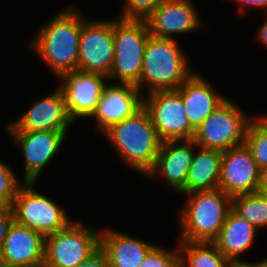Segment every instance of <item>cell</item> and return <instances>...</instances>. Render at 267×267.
Returning <instances> with one entry per match:
<instances>
[{
  "label": "cell",
  "instance_id": "6da1fadb",
  "mask_svg": "<svg viewBox=\"0 0 267 267\" xmlns=\"http://www.w3.org/2000/svg\"><path fill=\"white\" fill-rule=\"evenodd\" d=\"M85 19L71 5L41 26L29 43V48L45 61L57 79L78 68L79 39Z\"/></svg>",
  "mask_w": 267,
  "mask_h": 267
},
{
  "label": "cell",
  "instance_id": "9c48e42d",
  "mask_svg": "<svg viewBox=\"0 0 267 267\" xmlns=\"http://www.w3.org/2000/svg\"><path fill=\"white\" fill-rule=\"evenodd\" d=\"M143 107L162 142L193 139L195 129L189 123L182 97L176 90L145 94Z\"/></svg>",
  "mask_w": 267,
  "mask_h": 267
},
{
  "label": "cell",
  "instance_id": "d6986e66",
  "mask_svg": "<svg viewBox=\"0 0 267 267\" xmlns=\"http://www.w3.org/2000/svg\"><path fill=\"white\" fill-rule=\"evenodd\" d=\"M200 73H193L176 90L182 97L185 114L196 130L228 97L217 93Z\"/></svg>",
  "mask_w": 267,
  "mask_h": 267
},
{
  "label": "cell",
  "instance_id": "e0dca14e",
  "mask_svg": "<svg viewBox=\"0 0 267 267\" xmlns=\"http://www.w3.org/2000/svg\"><path fill=\"white\" fill-rule=\"evenodd\" d=\"M195 147L193 140L162 142L156 163L146 177L162 176L167 186L180 194L185 189Z\"/></svg>",
  "mask_w": 267,
  "mask_h": 267
},
{
  "label": "cell",
  "instance_id": "5b68a950",
  "mask_svg": "<svg viewBox=\"0 0 267 267\" xmlns=\"http://www.w3.org/2000/svg\"><path fill=\"white\" fill-rule=\"evenodd\" d=\"M150 33L145 19L113 18L114 63L108 80L137 85Z\"/></svg>",
  "mask_w": 267,
  "mask_h": 267
},
{
  "label": "cell",
  "instance_id": "9a60e30c",
  "mask_svg": "<svg viewBox=\"0 0 267 267\" xmlns=\"http://www.w3.org/2000/svg\"><path fill=\"white\" fill-rule=\"evenodd\" d=\"M193 0H163L145 19L151 36L175 39L174 35L203 27Z\"/></svg>",
  "mask_w": 267,
  "mask_h": 267
},
{
  "label": "cell",
  "instance_id": "4dcf8cb0",
  "mask_svg": "<svg viewBox=\"0 0 267 267\" xmlns=\"http://www.w3.org/2000/svg\"><path fill=\"white\" fill-rule=\"evenodd\" d=\"M231 1V0H230ZM239 6L238 12L241 14L246 13L248 7H257V9H265L267 12V0H232Z\"/></svg>",
  "mask_w": 267,
  "mask_h": 267
},
{
  "label": "cell",
  "instance_id": "ba28073f",
  "mask_svg": "<svg viewBox=\"0 0 267 267\" xmlns=\"http://www.w3.org/2000/svg\"><path fill=\"white\" fill-rule=\"evenodd\" d=\"M35 184H21L12 204L14 220L46 237L65 228L71 220L64 208L38 192L34 188Z\"/></svg>",
  "mask_w": 267,
  "mask_h": 267
},
{
  "label": "cell",
  "instance_id": "836d02e7",
  "mask_svg": "<svg viewBox=\"0 0 267 267\" xmlns=\"http://www.w3.org/2000/svg\"><path fill=\"white\" fill-rule=\"evenodd\" d=\"M249 263L253 266V267H267V257L264 258L263 260L260 261H256V262H250Z\"/></svg>",
  "mask_w": 267,
  "mask_h": 267
},
{
  "label": "cell",
  "instance_id": "4fadbf2b",
  "mask_svg": "<svg viewBox=\"0 0 267 267\" xmlns=\"http://www.w3.org/2000/svg\"><path fill=\"white\" fill-rule=\"evenodd\" d=\"M74 122L69 118L63 94L57 87L53 93L33 102L21 117L5 125L6 132L69 131Z\"/></svg>",
  "mask_w": 267,
  "mask_h": 267
},
{
  "label": "cell",
  "instance_id": "d6a6232c",
  "mask_svg": "<svg viewBox=\"0 0 267 267\" xmlns=\"http://www.w3.org/2000/svg\"><path fill=\"white\" fill-rule=\"evenodd\" d=\"M256 34L257 41L264 45V47H267V17L263 21L262 25L259 26Z\"/></svg>",
  "mask_w": 267,
  "mask_h": 267
},
{
  "label": "cell",
  "instance_id": "7a4b0ae2",
  "mask_svg": "<svg viewBox=\"0 0 267 267\" xmlns=\"http://www.w3.org/2000/svg\"><path fill=\"white\" fill-rule=\"evenodd\" d=\"M102 135L112 143L125 166L145 176L153 169L162 141L144 107Z\"/></svg>",
  "mask_w": 267,
  "mask_h": 267
},
{
  "label": "cell",
  "instance_id": "d590c367",
  "mask_svg": "<svg viewBox=\"0 0 267 267\" xmlns=\"http://www.w3.org/2000/svg\"><path fill=\"white\" fill-rule=\"evenodd\" d=\"M232 267H253L250 263L233 264Z\"/></svg>",
  "mask_w": 267,
  "mask_h": 267
},
{
  "label": "cell",
  "instance_id": "8d00e7d4",
  "mask_svg": "<svg viewBox=\"0 0 267 267\" xmlns=\"http://www.w3.org/2000/svg\"><path fill=\"white\" fill-rule=\"evenodd\" d=\"M267 122V115H260Z\"/></svg>",
  "mask_w": 267,
  "mask_h": 267
},
{
  "label": "cell",
  "instance_id": "83f0119b",
  "mask_svg": "<svg viewBox=\"0 0 267 267\" xmlns=\"http://www.w3.org/2000/svg\"><path fill=\"white\" fill-rule=\"evenodd\" d=\"M163 0H125L120 18L146 19Z\"/></svg>",
  "mask_w": 267,
  "mask_h": 267
},
{
  "label": "cell",
  "instance_id": "8fae6325",
  "mask_svg": "<svg viewBox=\"0 0 267 267\" xmlns=\"http://www.w3.org/2000/svg\"><path fill=\"white\" fill-rule=\"evenodd\" d=\"M58 80H62L58 88L63 94L68 116L74 123L78 117L92 116L109 81L104 75L78 70L64 73Z\"/></svg>",
  "mask_w": 267,
  "mask_h": 267
},
{
  "label": "cell",
  "instance_id": "7402d4cb",
  "mask_svg": "<svg viewBox=\"0 0 267 267\" xmlns=\"http://www.w3.org/2000/svg\"><path fill=\"white\" fill-rule=\"evenodd\" d=\"M221 159V151L195 147L185 189L179 195L186 196V194L194 191L219 188Z\"/></svg>",
  "mask_w": 267,
  "mask_h": 267
},
{
  "label": "cell",
  "instance_id": "8992f818",
  "mask_svg": "<svg viewBox=\"0 0 267 267\" xmlns=\"http://www.w3.org/2000/svg\"><path fill=\"white\" fill-rule=\"evenodd\" d=\"M248 115L227 98L195 130L192 140L199 147L221 152L243 145L254 119Z\"/></svg>",
  "mask_w": 267,
  "mask_h": 267
},
{
  "label": "cell",
  "instance_id": "5bb4252c",
  "mask_svg": "<svg viewBox=\"0 0 267 267\" xmlns=\"http://www.w3.org/2000/svg\"><path fill=\"white\" fill-rule=\"evenodd\" d=\"M259 168L245 144L222 152L219 189L231 198L256 193Z\"/></svg>",
  "mask_w": 267,
  "mask_h": 267
},
{
  "label": "cell",
  "instance_id": "52a82bcc",
  "mask_svg": "<svg viewBox=\"0 0 267 267\" xmlns=\"http://www.w3.org/2000/svg\"><path fill=\"white\" fill-rule=\"evenodd\" d=\"M101 229L71 221L45 237L44 267H76L100 248Z\"/></svg>",
  "mask_w": 267,
  "mask_h": 267
},
{
  "label": "cell",
  "instance_id": "1f68e13d",
  "mask_svg": "<svg viewBox=\"0 0 267 267\" xmlns=\"http://www.w3.org/2000/svg\"><path fill=\"white\" fill-rule=\"evenodd\" d=\"M256 192L267 196V167L259 169V182Z\"/></svg>",
  "mask_w": 267,
  "mask_h": 267
},
{
  "label": "cell",
  "instance_id": "cb8c5ba5",
  "mask_svg": "<svg viewBox=\"0 0 267 267\" xmlns=\"http://www.w3.org/2000/svg\"><path fill=\"white\" fill-rule=\"evenodd\" d=\"M232 210L258 230L267 227V196L259 193L232 198Z\"/></svg>",
  "mask_w": 267,
  "mask_h": 267
},
{
  "label": "cell",
  "instance_id": "44dd1931",
  "mask_svg": "<svg viewBox=\"0 0 267 267\" xmlns=\"http://www.w3.org/2000/svg\"><path fill=\"white\" fill-rule=\"evenodd\" d=\"M257 232V228L231 209L220 233L212 243L233 264L249 263L241 259L240 255L245 254L254 245Z\"/></svg>",
  "mask_w": 267,
  "mask_h": 267
},
{
  "label": "cell",
  "instance_id": "ac0fdd59",
  "mask_svg": "<svg viewBox=\"0 0 267 267\" xmlns=\"http://www.w3.org/2000/svg\"><path fill=\"white\" fill-rule=\"evenodd\" d=\"M45 236L13 222L0 250V265H44Z\"/></svg>",
  "mask_w": 267,
  "mask_h": 267
},
{
  "label": "cell",
  "instance_id": "484cf974",
  "mask_svg": "<svg viewBox=\"0 0 267 267\" xmlns=\"http://www.w3.org/2000/svg\"><path fill=\"white\" fill-rule=\"evenodd\" d=\"M139 267H180L178 244L173 250L155 244Z\"/></svg>",
  "mask_w": 267,
  "mask_h": 267
},
{
  "label": "cell",
  "instance_id": "ffe728a7",
  "mask_svg": "<svg viewBox=\"0 0 267 267\" xmlns=\"http://www.w3.org/2000/svg\"><path fill=\"white\" fill-rule=\"evenodd\" d=\"M154 246L115 229L105 228L100 232V248L106 253L110 267H139Z\"/></svg>",
  "mask_w": 267,
  "mask_h": 267
},
{
  "label": "cell",
  "instance_id": "30bf717a",
  "mask_svg": "<svg viewBox=\"0 0 267 267\" xmlns=\"http://www.w3.org/2000/svg\"><path fill=\"white\" fill-rule=\"evenodd\" d=\"M94 20L82 23L77 70L108 77L114 63L113 18Z\"/></svg>",
  "mask_w": 267,
  "mask_h": 267
},
{
  "label": "cell",
  "instance_id": "4316f807",
  "mask_svg": "<svg viewBox=\"0 0 267 267\" xmlns=\"http://www.w3.org/2000/svg\"><path fill=\"white\" fill-rule=\"evenodd\" d=\"M18 179L9 164L0 160V205L12 206L17 192L23 184L19 183Z\"/></svg>",
  "mask_w": 267,
  "mask_h": 267
},
{
  "label": "cell",
  "instance_id": "e575fe53",
  "mask_svg": "<svg viewBox=\"0 0 267 267\" xmlns=\"http://www.w3.org/2000/svg\"><path fill=\"white\" fill-rule=\"evenodd\" d=\"M0 267H44V265H32V266H24V265L5 266V265H0Z\"/></svg>",
  "mask_w": 267,
  "mask_h": 267
},
{
  "label": "cell",
  "instance_id": "603a6c76",
  "mask_svg": "<svg viewBox=\"0 0 267 267\" xmlns=\"http://www.w3.org/2000/svg\"><path fill=\"white\" fill-rule=\"evenodd\" d=\"M180 267H232L213 243L179 241Z\"/></svg>",
  "mask_w": 267,
  "mask_h": 267
},
{
  "label": "cell",
  "instance_id": "7c38bea8",
  "mask_svg": "<svg viewBox=\"0 0 267 267\" xmlns=\"http://www.w3.org/2000/svg\"><path fill=\"white\" fill-rule=\"evenodd\" d=\"M68 131L7 132L24 158L23 182H37L47 165L57 156Z\"/></svg>",
  "mask_w": 267,
  "mask_h": 267
},
{
  "label": "cell",
  "instance_id": "3957f363",
  "mask_svg": "<svg viewBox=\"0 0 267 267\" xmlns=\"http://www.w3.org/2000/svg\"><path fill=\"white\" fill-rule=\"evenodd\" d=\"M189 61L176 39L150 35L144 51L140 81L136 86L143 92L145 85L146 94L177 90L194 73Z\"/></svg>",
  "mask_w": 267,
  "mask_h": 267
},
{
  "label": "cell",
  "instance_id": "f546056e",
  "mask_svg": "<svg viewBox=\"0 0 267 267\" xmlns=\"http://www.w3.org/2000/svg\"><path fill=\"white\" fill-rule=\"evenodd\" d=\"M76 267H110L106 253L99 248L88 259L82 261Z\"/></svg>",
  "mask_w": 267,
  "mask_h": 267
},
{
  "label": "cell",
  "instance_id": "f1b7e54d",
  "mask_svg": "<svg viewBox=\"0 0 267 267\" xmlns=\"http://www.w3.org/2000/svg\"><path fill=\"white\" fill-rule=\"evenodd\" d=\"M14 221L12 206L0 205V250Z\"/></svg>",
  "mask_w": 267,
  "mask_h": 267
},
{
  "label": "cell",
  "instance_id": "2e32d148",
  "mask_svg": "<svg viewBox=\"0 0 267 267\" xmlns=\"http://www.w3.org/2000/svg\"><path fill=\"white\" fill-rule=\"evenodd\" d=\"M137 86L130 84H109L104 87L98 107L90 117L102 134L112 125L133 116L143 107V96Z\"/></svg>",
  "mask_w": 267,
  "mask_h": 267
},
{
  "label": "cell",
  "instance_id": "d4e9b609",
  "mask_svg": "<svg viewBox=\"0 0 267 267\" xmlns=\"http://www.w3.org/2000/svg\"><path fill=\"white\" fill-rule=\"evenodd\" d=\"M244 144L259 169L267 167V122L259 115L250 123Z\"/></svg>",
  "mask_w": 267,
  "mask_h": 267
},
{
  "label": "cell",
  "instance_id": "277c9868",
  "mask_svg": "<svg viewBox=\"0 0 267 267\" xmlns=\"http://www.w3.org/2000/svg\"><path fill=\"white\" fill-rule=\"evenodd\" d=\"M186 195L187 201L179 212V241L212 243L232 209V198L219 188Z\"/></svg>",
  "mask_w": 267,
  "mask_h": 267
}]
</instances>
